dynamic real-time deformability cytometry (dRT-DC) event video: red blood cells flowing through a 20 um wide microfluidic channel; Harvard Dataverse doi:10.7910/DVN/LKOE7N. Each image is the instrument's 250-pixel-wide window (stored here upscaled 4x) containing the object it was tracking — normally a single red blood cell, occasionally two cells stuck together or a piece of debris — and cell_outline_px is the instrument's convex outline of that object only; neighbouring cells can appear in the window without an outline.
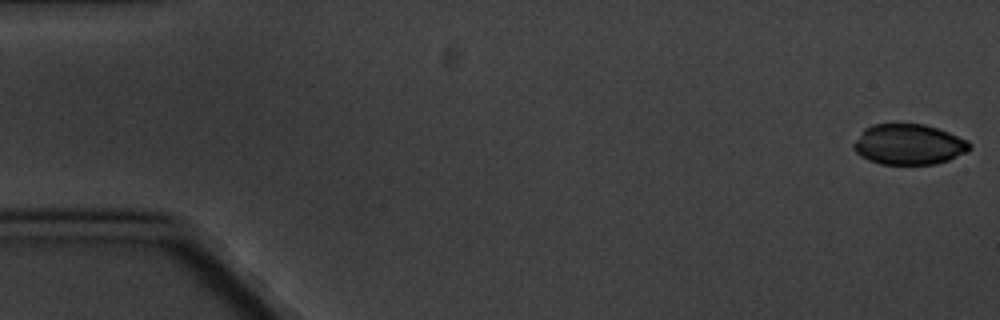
{"species": "common noctule bat (a hibernating species)", "species_latin": "Nyctalus noctula", "temperature_condition": "cold", "stored_images_in_passage": 10, "camera_frame_rate_fps": 3000, "um_per_image_px": 0.085, "animal": {"sex": "male", "body_mass_g": 20.1, "forearm_length_mm": 53.5}, "frame": {"image": 1, "passage_image": 1, "time_ms": 0.0, "image_size_px": [1000, 320], "cell_outline_px": [[972, 148], [968, 152], [948, 160], [936, 164], [880, 164], [868, 160], [860, 156], [852, 148], [852, 144], [864, 128], [872, 124], [924, 124], [948, 132], [968, 140], [972, 144]], "centroid_in_image_um": [77.24, 12.28], "position_along_channel_um": 7.8, "area_um2": 27.63}}